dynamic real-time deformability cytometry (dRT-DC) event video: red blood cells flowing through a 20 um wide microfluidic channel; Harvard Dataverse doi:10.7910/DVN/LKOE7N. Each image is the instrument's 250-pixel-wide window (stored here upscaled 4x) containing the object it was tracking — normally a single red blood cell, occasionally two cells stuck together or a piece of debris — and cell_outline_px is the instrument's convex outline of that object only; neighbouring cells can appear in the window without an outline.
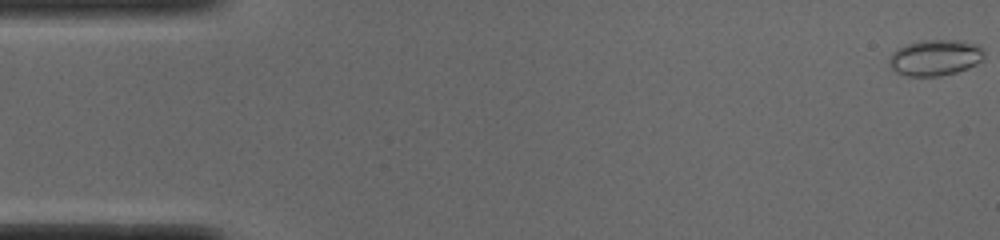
{"species": "common noctule bat (a hibernating species)", "species_latin": "Nyctalus noctula", "temperature_condition": "cold", "stored_images_in_passage": 52, "camera_frame_rate_fps": 3000, "um_per_image_px": 0.085, "animal": {"sex": "male", "body_mass_g": 19.0, "forearm_length_mm": 50.8}, "frame": {"image": 1, "passage_image": 1, "time_ms": 0.0, "image_size_px": [1000, 240], "cell_outline_px": [[984, 56], [980, 60], [968, 68], [956, 72], [940, 76], [908, 76], [896, 72], [892, 68], [888, 60], [892, 52], [908, 44], [920, 40], [960, 40], [976, 44], [984, 48]], "centroid_in_image_um": [79.49, 4.89], "position_along_channel_um": 5.5, "area_um2": 19.83}}
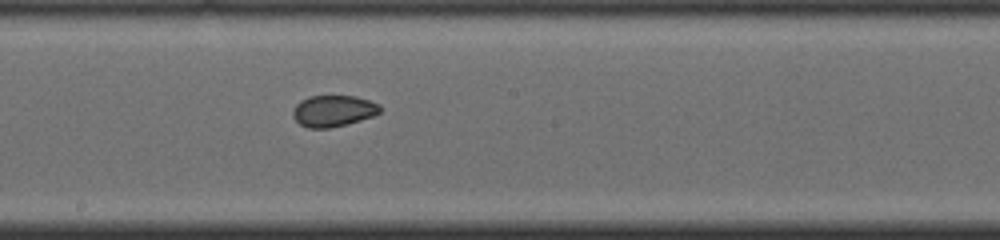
{"frame": {"image": 2, "passage_image": 28, "time_ms": 9.0, "image_size_px": [1000, 240], "cell_outline_px": [[380, 112], [372, 116], [360, 120], [328, 128], [308, 128], [300, 124], [292, 116], [292, 112], [296, 104], [300, 100], [308, 96], [356, 96], [380, 104]], "centroid_in_image_um": [28.3, 9.41], "position_along_channel_um": 219.9, "area_um2": 15.84}}
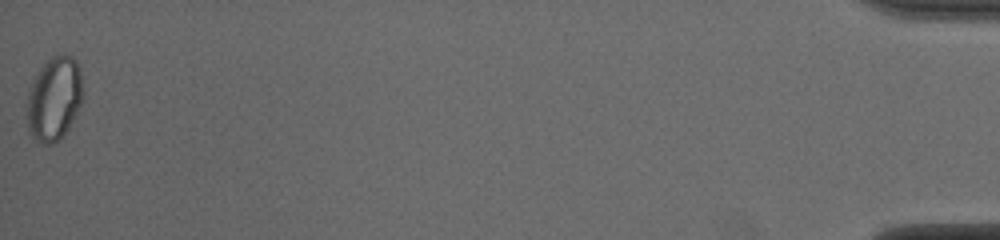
{"frame": {"image": 3, "passage_image": 52, "time_ms": 17.0, "image_size_px": [1000, 240], "cell_outline_px": [[80, 104], [68, 128], [52, 144], [44, 144], [36, 140], [28, 132], [28, 92], [40, 68], [52, 56], [72, 56], [76, 60], [80, 68]], "centroid_in_image_um": [4.58, 8.39], "position_along_channel_um": 430.6, "area_um2": 26.24}, "authors_computed_cell_mechanics": {"area_um2": 17.8602, "velocity_mm_per_s": 3.8919, "shape_relaxation_time_tau1_ms": null, "shape_relaxation_time_tau2_ms": 1.6286, "deformation_change_tau1": null, "deformation_change_tau2": 0.0298}}